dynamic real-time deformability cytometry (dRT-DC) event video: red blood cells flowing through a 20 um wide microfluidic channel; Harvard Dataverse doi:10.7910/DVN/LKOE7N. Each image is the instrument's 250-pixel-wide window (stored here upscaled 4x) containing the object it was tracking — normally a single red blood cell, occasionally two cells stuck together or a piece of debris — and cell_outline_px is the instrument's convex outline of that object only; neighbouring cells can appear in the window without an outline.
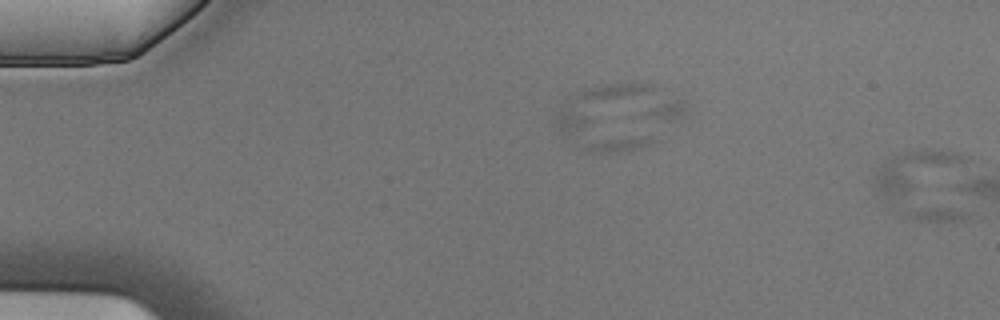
{"species": "Egyptian fruit bat (a non-hibernating species)", "species_latin": "Rousettus aegyptiacus", "temperature_condition": "cold", "stored_images_in_passage": 6, "camera_frame_rate_fps": 3000, "um_per_image_px": 0.085, "animal": {"sex": "male"}, "frame": {"image": 1, "passage_image": 6, "time_ms": 1.667, "image_size_px": [1000, 320], "cell_outline_px": [[968, 216], [960, 220], [920, 220], [904, 216], [896, 212], [884, 204], [872, 184], [884, 164], [896, 156], [908, 152], [956, 152], [964, 160], [968, 212]], "centroid_in_image_um": [78.6, 15.79], "position_along_channel_um": 6.4, "area_um2": 39.19}}